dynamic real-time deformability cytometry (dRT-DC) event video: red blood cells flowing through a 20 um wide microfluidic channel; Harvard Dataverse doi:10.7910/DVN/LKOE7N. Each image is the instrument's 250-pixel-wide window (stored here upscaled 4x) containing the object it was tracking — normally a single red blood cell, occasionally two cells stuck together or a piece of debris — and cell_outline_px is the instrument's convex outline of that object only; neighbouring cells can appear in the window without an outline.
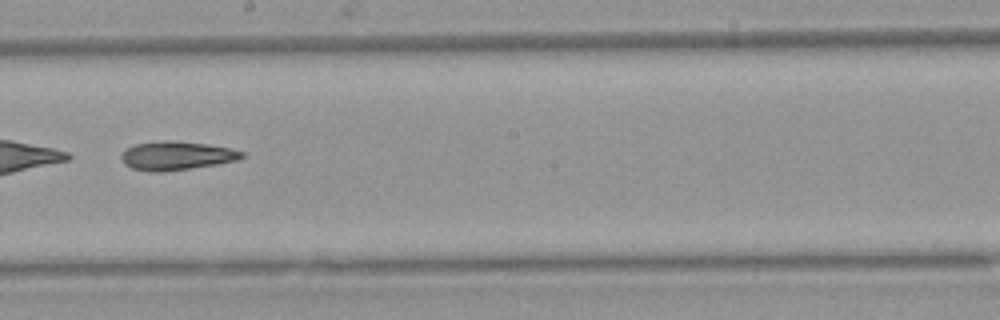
{"species": "Egyptian fruit bat (a non-hibernating species)", "species_latin": "Rousettus aegyptiacus", "temperature_condition": "warm", "stored_images_in_passage": 50, "camera_frame_rate_fps": 3000, "um_per_image_px": 0.085, "animal": {"sex": "female"}, "frame": {"image": 1, "passage_image": 29, "time_ms": 9.333, "image_size_px": [1000, 320], "cell_outline_px": [[244, 156], [240, 160], [216, 164], [164, 172], [148, 172], [132, 168], [124, 164], [120, 156], [128, 148], [136, 144], [164, 140], [172, 140], [208, 144], [232, 148], [244, 152]], "centroid_in_image_um": [15.03, 13.23], "position_along_channel_um": 233.2, "area_um2": 20.23}}